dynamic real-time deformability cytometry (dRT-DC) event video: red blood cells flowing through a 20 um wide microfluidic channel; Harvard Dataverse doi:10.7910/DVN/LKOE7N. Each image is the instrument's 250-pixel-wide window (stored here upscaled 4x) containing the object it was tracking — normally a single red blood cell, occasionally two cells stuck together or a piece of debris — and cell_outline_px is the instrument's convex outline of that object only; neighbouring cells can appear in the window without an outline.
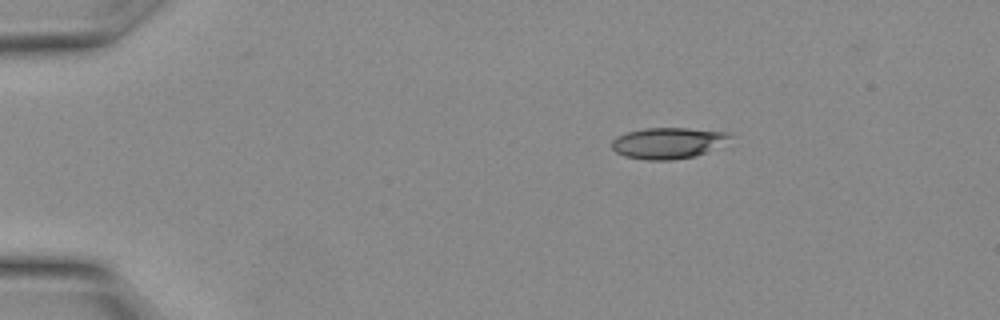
{"species": "Egyptian fruit bat (a non-hibernating species)", "species_latin": "Rousettus aegyptiacus", "temperature_condition": "warm", "stored_images_in_passage": 9, "camera_frame_rate_fps": 3000, "um_per_image_px": 0.085, "animal": {"sex": "female"}, "frame": {"image": 1, "passage_image": 1, "time_ms": 0.0, "image_size_px": [1000, 320], "cell_outline_px": [[732, 136], [704, 152], [696, 156], [672, 160], [648, 160], [624, 156], [616, 152], [612, 148], [612, 140], [616, 136], [628, 132], [644, 128], [688, 128], [732, 132]], "centroid_in_image_um": [56.72, 12.15], "position_along_channel_um": 28.3, "area_um2": 21.15}}
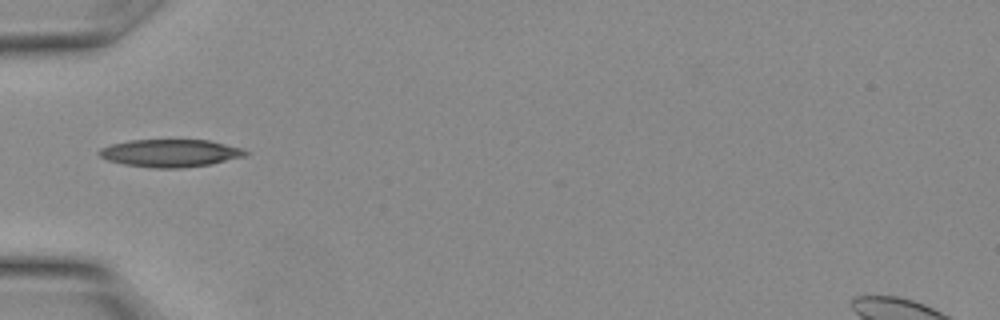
{"frame": {"image": 2, "passage_image": 6, "time_ms": 1.667, "image_size_px": [1000, 320], "cell_outline_px": [[252, 152], [244, 156], [212, 164], [180, 168], [152, 168], [124, 164], [108, 160], [100, 156], [96, 152], [100, 148], [112, 144], [128, 140], [208, 140], [244, 148]], "centroid_in_image_um": [14.5, 13.01], "position_along_channel_um": 70.5, "area_um2": 23.7}}
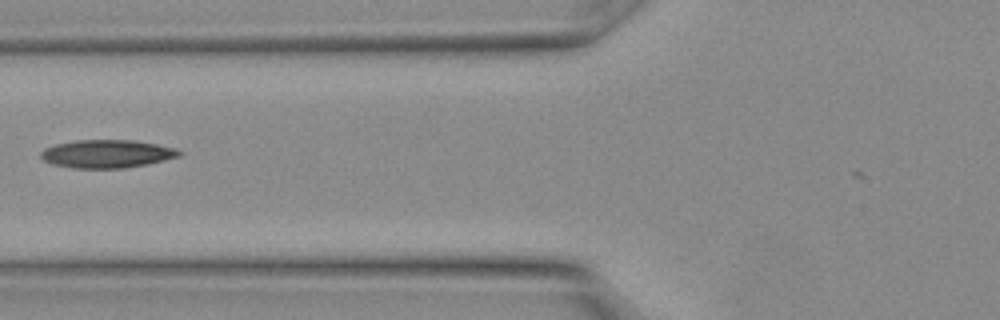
{"frame": {"image": 3, "passage_image": 8, "time_ms": 2.333, "image_size_px": [1000, 320], "cell_outline_px": [[184, 152], [180, 156], [148, 164], [124, 168], [76, 168], [52, 164], [44, 160], [40, 156], [40, 152], [44, 148], [56, 144], [76, 140], [132, 140], [156, 144], [176, 148]], "centroid_in_image_um": [9.1, 13.07], "position_along_channel_um": 116.7, "area_um2": 22.66}}